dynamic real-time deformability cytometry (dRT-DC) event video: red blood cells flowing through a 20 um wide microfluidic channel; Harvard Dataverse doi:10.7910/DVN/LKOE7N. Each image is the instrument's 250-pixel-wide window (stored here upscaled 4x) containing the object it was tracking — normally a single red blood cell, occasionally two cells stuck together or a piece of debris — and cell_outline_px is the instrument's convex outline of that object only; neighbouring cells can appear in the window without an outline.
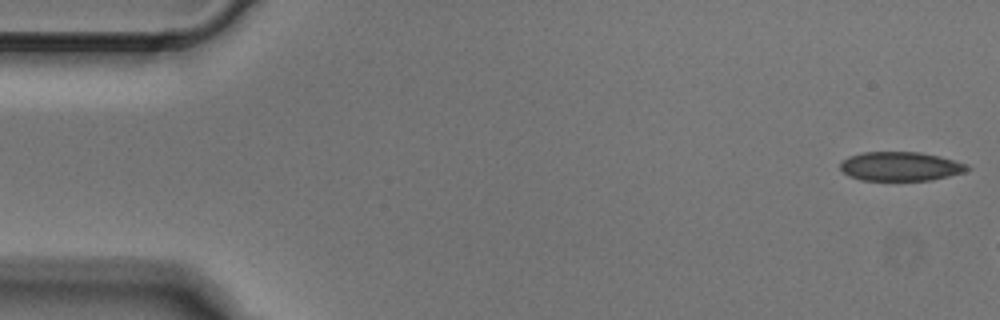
{"species": "Egyptian fruit bat (a non-hibernating species)", "species_latin": "Rousettus aegyptiacus", "temperature_condition": "cold", "stored_images_in_passage": 3, "camera_frame_rate_fps": 3000, "um_per_image_px": 0.085, "animal": {"sex": "male"}, "frame": {"image": 1, "passage_image": 1, "time_ms": 0.0, "image_size_px": [1000, 320], "cell_outline_px": [[972, 168], [964, 172], [932, 180], [860, 180], [848, 176], [840, 168], [840, 164], [848, 156], [860, 152], [920, 152], [940, 156], [968, 164]], "centroid_in_image_um": [76.54, 14.14], "position_along_channel_um": 8.5, "area_um2": 21.62}}